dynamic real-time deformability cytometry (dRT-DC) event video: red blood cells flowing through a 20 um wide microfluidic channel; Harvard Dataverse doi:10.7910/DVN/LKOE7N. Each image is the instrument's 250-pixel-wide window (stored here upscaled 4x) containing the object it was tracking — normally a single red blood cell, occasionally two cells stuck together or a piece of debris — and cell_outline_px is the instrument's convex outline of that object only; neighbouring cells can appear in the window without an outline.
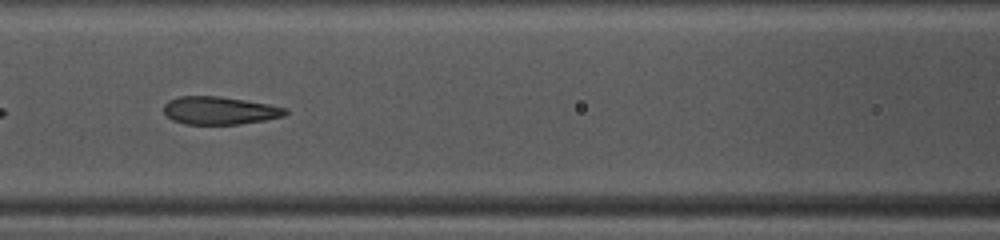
{"species": "common noctule bat (a hibernating species)", "species_latin": "Nyctalus noctula", "temperature_condition": "warm", "stored_images_in_passage": 28, "camera_frame_rate_fps": 3000, "um_per_image_px": 0.085, "animal": {"sex": "female", "body_mass_g": 10.0, "forearm_length_mm": 53.1}, "frame": {"image": 1, "passage_image": 13, "time_ms": 4.0, "image_size_px": [1000, 240], "cell_outline_px": [[288, 112], [284, 116], [264, 120], [240, 124], [184, 124], [172, 120], [164, 112], [164, 104], [168, 100], [180, 96], [220, 96], [268, 104], [288, 108]], "centroid_in_image_um": [18.66, 9.39], "position_along_channel_um": 147.9, "area_um2": 19.77}}
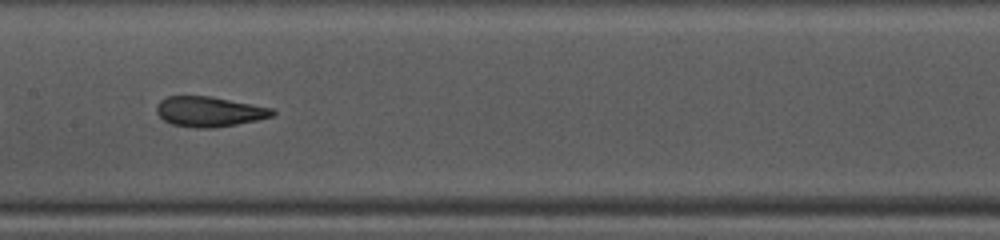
{"frame": {"image": 2, "passage_image": 16, "time_ms": 5.0, "image_size_px": [1000, 240], "cell_outline_px": [[276, 112], [272, 116], [256, 120], [236, 124], [212, 128], [196, 128], [172, 124], [164, 120], [156, 112], [156, 108], [160, 100], [168, 96], [212, 96], [272, 108]], "centroid_in_image_um": [17.77, 9.48], "position_along_channel_um": 189.6, "area_um2": 20.23}}